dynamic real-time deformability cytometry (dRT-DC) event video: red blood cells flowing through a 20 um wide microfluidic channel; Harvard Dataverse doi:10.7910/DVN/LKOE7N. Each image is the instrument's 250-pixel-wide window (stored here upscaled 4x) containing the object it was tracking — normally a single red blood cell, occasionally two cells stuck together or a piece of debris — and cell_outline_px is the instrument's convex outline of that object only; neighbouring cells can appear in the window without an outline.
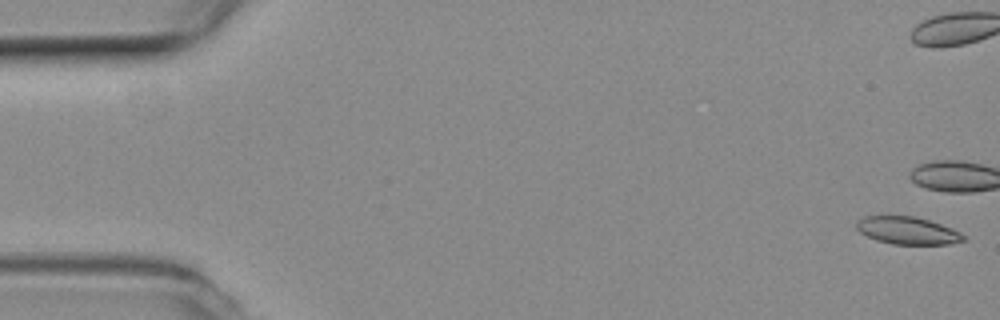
{"species": "common noctule bat (a hibernating species)", "species_latin": "Nyctalus noctula", "temperature_condition": "room temperature", "stored_images_in_passage": 11, "camera_frame_rate_fps": 3000, "um_per_image_px": 0.085, "animal": {"sex": "female", "body_mass_g": 19.3, "forearm_length_mm": 54.1}, "frame": {"image": 1, "passage_image": 1, "time_ms": 0.0, "image_size_px": [1000, 320], "cell_outline_px": [[964, 240], [948, 244], [892, 244], [876, 240], [860, 232], [856, 228], [856, 220], [864, 216], [916, 216], [952, 228], [960, 232], [964, 236]], "centroid_in_image_um": [77.11, 19.59], "position_along_channel_um": 7.9, "area_um2": 17.05}}